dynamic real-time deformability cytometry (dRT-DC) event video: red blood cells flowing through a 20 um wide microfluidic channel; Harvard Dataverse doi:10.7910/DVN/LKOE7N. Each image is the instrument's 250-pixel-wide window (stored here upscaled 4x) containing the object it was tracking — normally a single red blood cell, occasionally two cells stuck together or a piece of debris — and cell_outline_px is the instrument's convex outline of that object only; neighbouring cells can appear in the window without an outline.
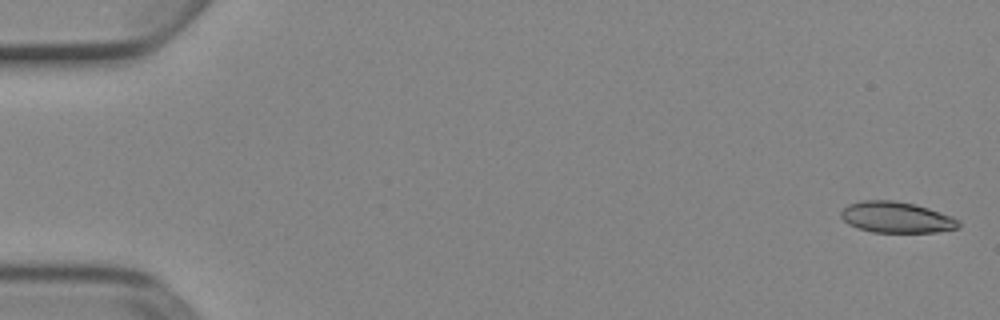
{"species": "Egyptian fruit bat (a non-hibernating species)", "species_latin": "Rousettus aegyptiacus", "temperature_condition": "cold", "stored_images_in_passage": 5, "camera_frame_rate_fps": 3000, "um_per_image_px": 0.085, "animal": {"sex": "female"}, "frame": {"image": 1, "passage_image": 1, "time_ms": 0.0, "image_size_px": [1000, 320], "cell_outline_px": [[960, 228], [936, 232], [872, 232], [848, 224], [840, 216], [840, 212], [848, 204], [860, 200], [896, 200], [916, 204], [952, 216], [960, 220]], "centroid_in_image_um": [76.21, 18.46], "position_along_channel_um": 8.8, "area_um2": 21.44}}
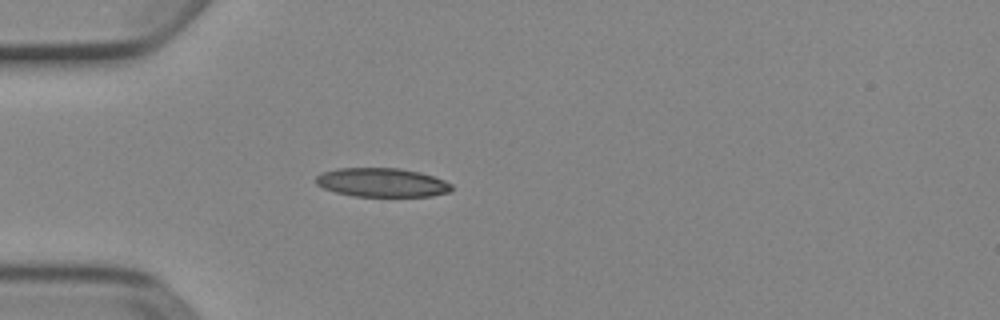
{"frame": {"image": 2, "passage_image": 5, "time_ms": 1.333, "image_size_px": [1000, 320], "cell_outline_px": [[452, 192], [432, 196], [356, 196], [336, 192], [324, 188], [316, 184], [316, 176], [324, 172], [336, 168], [400, 168], [420, 172], [444, 180], [452, 184]], "centroid_in_image_um": [32.5, 15.51], "position_along_channel_um": 52.5, "area_um2": 22.83}}